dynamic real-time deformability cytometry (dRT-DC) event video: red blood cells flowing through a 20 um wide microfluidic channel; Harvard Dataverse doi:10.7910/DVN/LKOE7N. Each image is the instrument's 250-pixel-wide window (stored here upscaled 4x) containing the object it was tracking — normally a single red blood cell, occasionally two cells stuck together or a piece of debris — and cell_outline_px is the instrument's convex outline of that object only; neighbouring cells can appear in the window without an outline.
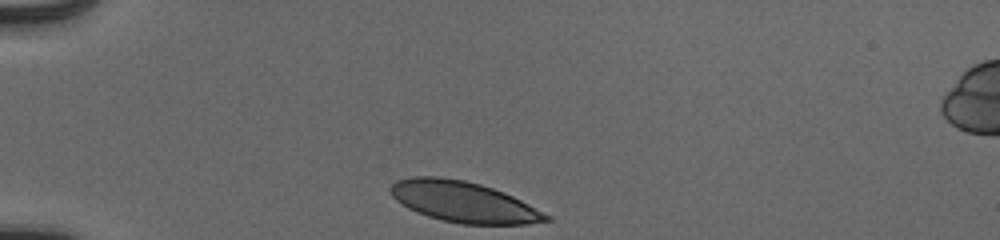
{"species": "human", "species_latin": "Homo sapiens", "temperature_condition": "cold", "stored_images_in_passage": 32, "camera_frame_rate_fps": 3000, "um_per_image_px": 0.085, "donor": {"sex": "male"}, "frame": {"image": 1, "passage_image": 1, "time_ms": 0.0, "image_size_px": [1000, 240], "cell_outline_px": [[552, 220], [528, 224], [460, 224], [428, 216], [416, 212], [408, 208], [396, 200], [392, 196], [388, 188], [396, 180], [412, 176], [440, 176], [464, 180], [480, 184], [504, 192], [552, 216]], "centroid_in_image_um": [39.38, 17.15], "position_along_channel_um": 45.6, "area_um2": 36.99}}
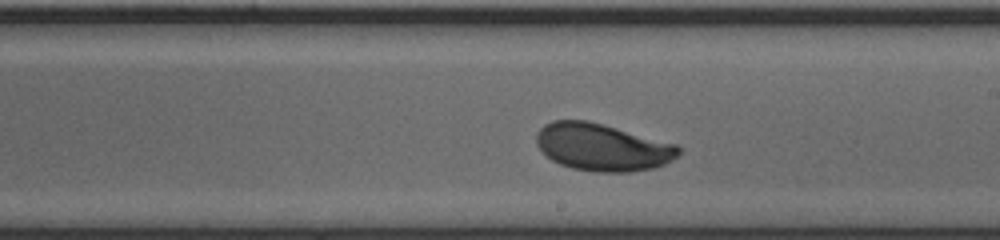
{"frame": {"image": 2, "passage_image": 19, "time_ms": 6.0, "image_size_px": [1000, 240], "cell_outline_px": [[680, 152], [672, 160], [664, 164], [652, 168], [632, 172], [596, 172], [572, 168], [560, 164], [552, 160], [536, 144], [536, 132], [544, 124], [552, 120], [588, 120], [676, 144], [680, 148]], "centroid_in_image_um": [51.18, 12.51], "position_along_channel_um": 237.8, "area_um2": 39.07}}
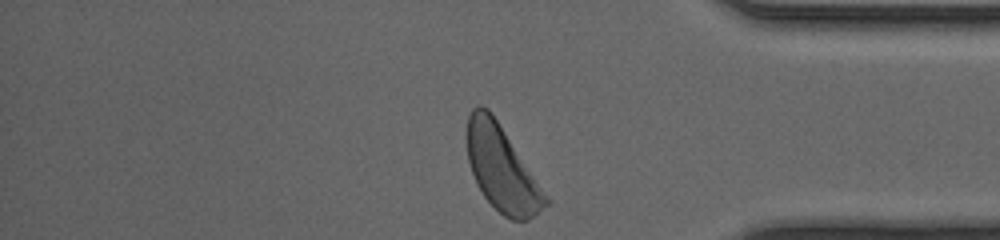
{"frame": {"image": 3, "passage_image": 32, "time_ms": 10.333, "image_size_px": [1000, 240], "cell_outline_px": [[552, 204], [528, 220], [512, 220], [504, 216], [484, 196], [476, 184], [468, 160], [464, 136], [464, 132], [468, 116], [472, 108], [476, 104], [480, 104], [488, 108], [492, 112], [552, 200]], "centroid_in_image_um": [42.66, 14.3], "position_along_channel_um": 392.5, "area_um2": 39.94}, "authors_computed_cell_mechanics": {"area_um2": 38.8416, "velocity_mm_per_s": 3.8785, "shape_relaxation_time_tau1_ms": 4.5401, "shape_relaxation_time_tau2_ms": null, "deformation_change_tau1": 0.1907, "deformation_change_tau2": null}}